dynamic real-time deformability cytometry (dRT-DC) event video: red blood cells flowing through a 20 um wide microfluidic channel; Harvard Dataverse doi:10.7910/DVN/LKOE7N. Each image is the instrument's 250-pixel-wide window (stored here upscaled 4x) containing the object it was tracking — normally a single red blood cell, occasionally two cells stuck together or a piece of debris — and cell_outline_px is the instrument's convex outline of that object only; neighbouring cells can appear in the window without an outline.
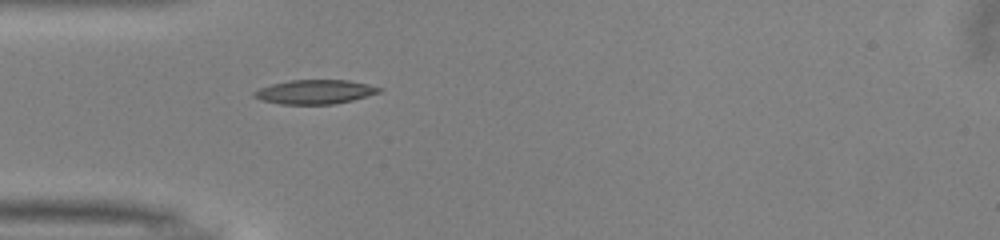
{"species": "common noctule bat (a hibernating species)", "species_latin": "Nyctalus noctula", "temperature_condition": "warm", "stored_images_in_passage": 29, "camera_frame_rate_fps": 3000, "um_per_image_px": 0.085, "animal": {"sex": "male", "body_mass_g": 13.0, "forearm_length_mm": 53.1}, "frame": {"image": 1, "passage_image": 1, "time_ms": 0.0, "image_size_px": [1000, 240], "cell_outline_px": [[380, 92], [352, 100], [332, 104], [280, 104], [260, 100], [252, 96], [252, 92], [260, 88], [272, 84], [288, 80], [348, 80], [368, 84], [380, 88]], "centroid_in_image_um": [26.71, 7.81], "position_along_channel_um": 58.3, "area_um2": 17.51}}
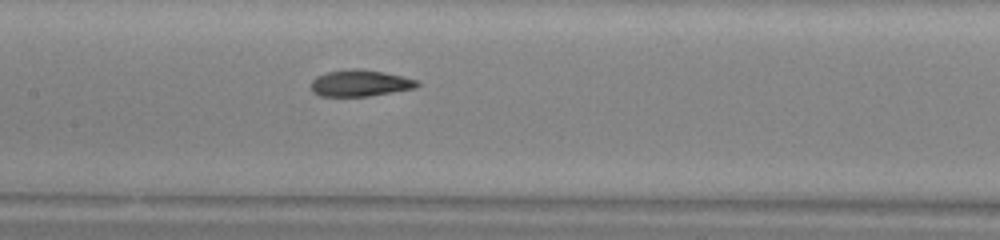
{"frame": {"image": 2, "passage_image": 10, "time_ms": 3.0, "image_size_px": [1000, 240], "cell_outline_px": [[420, 84], [416, 88], [368, 96], [320, 96], [312, 92], [312, 80], [316, 76], [328, 72], [348, 68], [360, 68], [384, 72], [420, 80]], "centroid_in_image_um": [30.63, 7.06], "position_along_channel_um": 176.8, "area_um2": 16.53}}
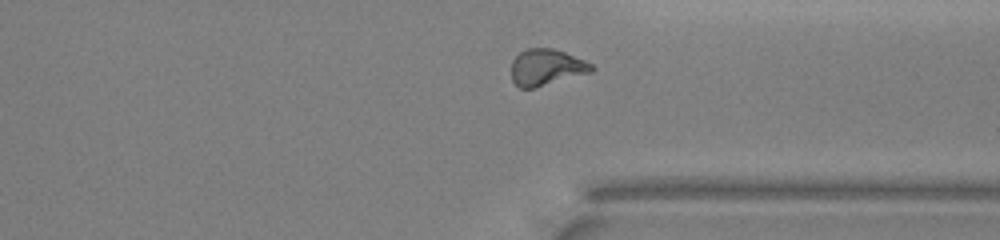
{"frame": {"image": 3, "passage_image": 24, "time_ms": 7.667, "image_size_px": [1000, 240], "cell_outline_px": [[596, 68], [592, 72], [536, 88], [520, 88], [512, 80], [512, 60], [524, 48], [552, 48], [564, 52], [584, 60], [592, 64]], "centroid_in_image_um": [46.45, 5.72], "position_along_channel_um": 365.0, "area_um2": 17.11}, "authors_computed_cell_mechanics": {"area_um2": 16.7042, "velocity_mm_per_s": 4.0436, "shape_relaxation_time_tau1_ms": 5.6255, "shape_relaxation_time_tau2_ms": 2.0822, "deformation_change_tau1": 0.1783, "deformation_change_tau2": 0.0794}}